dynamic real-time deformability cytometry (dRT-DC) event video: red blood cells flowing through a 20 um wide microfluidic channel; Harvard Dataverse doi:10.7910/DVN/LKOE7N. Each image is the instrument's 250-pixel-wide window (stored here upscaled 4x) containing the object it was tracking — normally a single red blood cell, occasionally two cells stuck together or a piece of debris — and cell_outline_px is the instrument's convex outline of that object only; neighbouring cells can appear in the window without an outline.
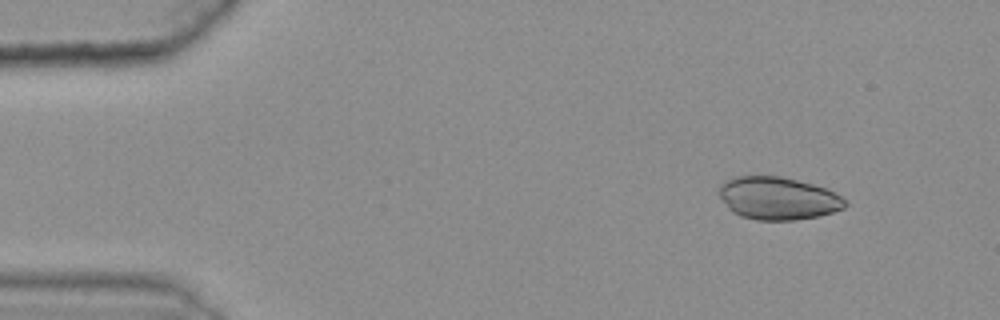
{"species": "common noctule bat (a hibernating species)", "species_latin": "Nyctalus noctula", "temperature_condition": "warm", "stored_images_in_passage": 46, "camera_frame_rate_fps": 3000, "um_per_image_px": 0.085, "animal": {"sex": "female", "body_mass_g": 25.1}, "frame": {"image": 1, "passage_image": 5, "time_ms": 1.333, "image_size_px": [1000, 320], "cell_outline_px": [[848, 204], [844, 208], [820, 216], [796, 220], [756, 220], [740, 216], [732, 212], [728, 208], [720, 196], [720, 188], [724, 180], [732, 176], [780, 176], [812, 184], [824, 188], [840, 196]], "centroid_in_image_um": [66.1, 16.86], "position_along_channel_um": 18.9, "area_um2": 31.27}}
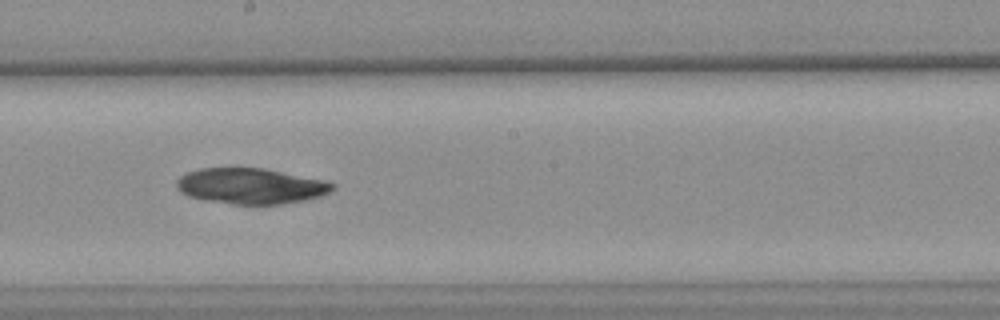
{"frame": {"image": 2, "passage_image": 30, "time_ms": 9.667, "image_size_px": [1000, 320], "cell_outline_px": [[336, 188], [320, 196], [304, 200], [280, 204], [232, 204], [204, 200], [188, 196], [180, 192], [176, 188], [176, 180], [180, 176], [188, 172], [200, 168], [260, 168], [324, 180], [336, 184]], "centroid_in_image_um": [21.28, 15.82], "position_along_channel_um": 226.9, "area_um2": 32.31}}
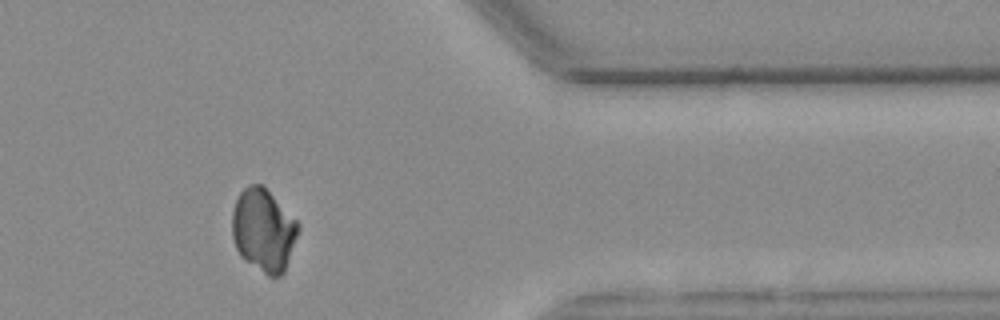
{"frame": {"image": 3, "passage_image": 45, "time_ms": 14.667, "image_size_px": [1000, 320], "cell_outline_px": [[300, 228], [284, 272], [280, 276], [268, 276], [244, 260], [240, 256], [236, 248], [232, 236], [232, 212], [236, 200], [240, 192], [244, 188], [252, 184], [264, 184], [300, 224]], "centroid_in_image_um": [22.4, 19.55], "position_along_channel_um": 389.0, "area_um2": 32.08}}